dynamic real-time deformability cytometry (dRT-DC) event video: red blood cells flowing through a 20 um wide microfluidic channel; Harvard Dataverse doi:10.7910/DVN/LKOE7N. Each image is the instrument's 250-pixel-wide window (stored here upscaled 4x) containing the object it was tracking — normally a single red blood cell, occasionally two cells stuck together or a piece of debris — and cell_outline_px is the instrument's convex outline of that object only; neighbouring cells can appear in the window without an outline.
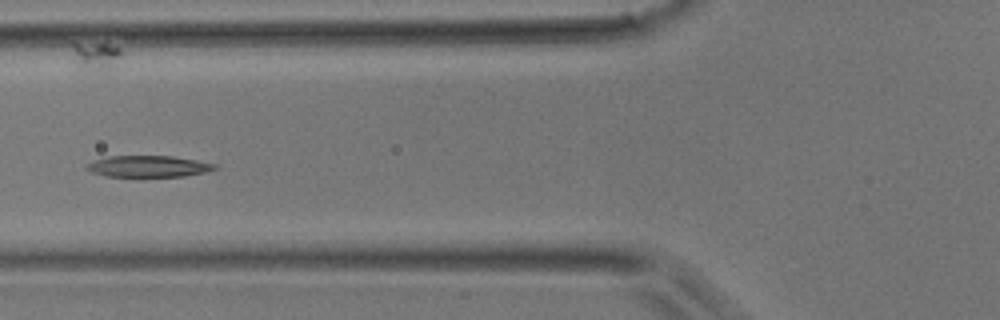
{"species": "common noctule bat (a hibernating species)", "species_latin": "Nyctalus noctula", "temperature_condition": "room temperature", "stored_images_in_passage": 7, "camera_frame_rate_fps": 3000, "um_per_image_px": 0.085, "animal": {"sex": "male", "body_mass_g": 17.9}, "frame": {"image": 1, "passage_image": 5, "time_ms": 1.333, "image_size_px": [1000, 320], "cell_outline_px": [[220, 168], [204, 172], [184, 176], [108, 176], [92, 172], [84, 168], [84, 164], [92, 160], [108, 156], [172, 156], [196, 160], [216, 164]], "centroid_in_image_um": [12.58, 14.13], "position_along_channel_um": 113.2, "area_um2": 16.01}}